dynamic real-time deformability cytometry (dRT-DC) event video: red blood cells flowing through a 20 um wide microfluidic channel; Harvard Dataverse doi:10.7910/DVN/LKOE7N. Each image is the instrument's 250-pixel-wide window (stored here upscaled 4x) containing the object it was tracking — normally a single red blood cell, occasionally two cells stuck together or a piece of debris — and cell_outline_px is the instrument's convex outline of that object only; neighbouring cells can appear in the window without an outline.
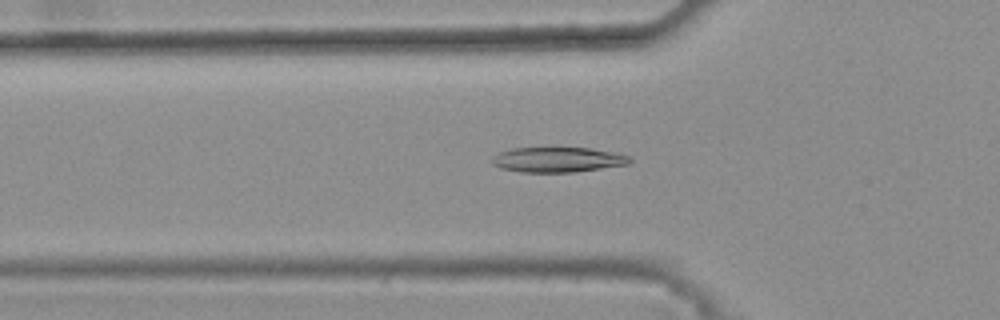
{"species": "common noctule bat (a hibernating species)", "species_latin": "Nyctalus noctula", "temperature_condition": "warm", "stored_images_in_passage": 32, "camera_frame_rate_fps": 3000, "um_per_image_px": 0.085, "animal": {"sex": "female", "body_mass_g": 25.1}, "frame": {"image": 1, "passage_image": 4, "time_ms": 1.0, "image_size_px": [1000, 320], "cell_outline_px": [[632, 160], [628, 164], [576, 172], [520, 172], [500, 168], [492, 164], [492, 156], [500, 152], [512, 148], [556, 144], [592, 148], [612, 152], [628, 156]], "centroid_in_image_um": [47.35, 13.51], "position_along_channel_um": 78.4, "area_um2": 21.21}}
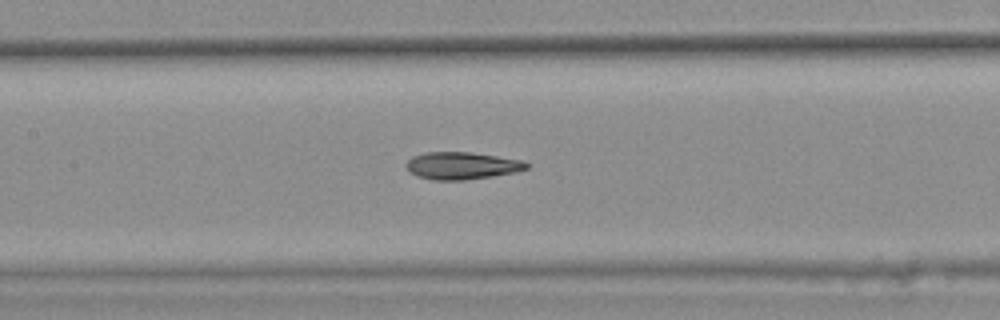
{"frame": {"image": 2, "passage_image": 11, "time_ms": 3.333, "image_size_px": [1000, 320], "cell_outline_px": [[528, 168], [516, 172], [492, 176], [464, 180], [432, 180], [416, 176], [408, 172], [404, 164], [412, 156], [424, 152], [468, 152], [524, 160], [528, 164]], "centroid_in_image_um": [39.21, 14.08], "position_along_channel_um": 168.2, "area_um2": 19.31}}
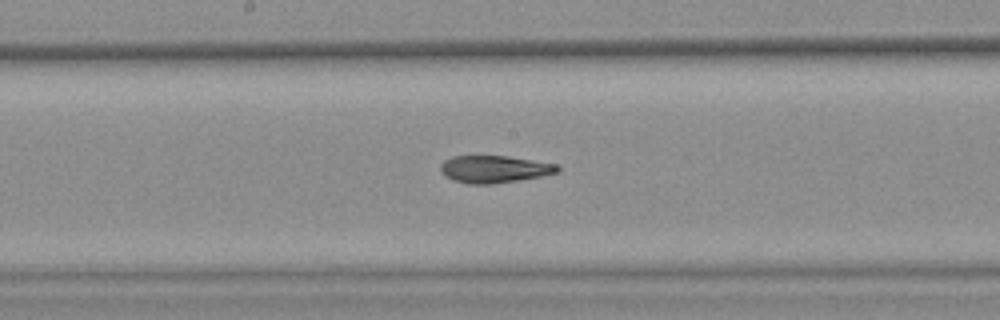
{"frame": {"image": 3, "passage_image": 14, "time_ms": 4.333, "image_size_px": [1000, 320], "cell_outline_px": [[560, 172], [540, 176], [492, 184], [468, 184], [452, 180], [444, 176], [440, 172], [440, 164], [444, 160], [452, 156], [508, 156], [556, 164], [560, 168]], "centroid_in_image_um": [41.96, 14.38], "position_along_channel_um": 206.2, "area_um2": 18.61}, "authors_computed_cell_mechanics": {"area_um2": 18.9295, "velocity_mm_per_s": 3.8277, "shape_relaxation_time_tau1_ms": null, "shape_relaxation_time_tau2_ms": 2.9852, "deformation_change_tau1": null, "deformation_change_tau2": 0.1045}}